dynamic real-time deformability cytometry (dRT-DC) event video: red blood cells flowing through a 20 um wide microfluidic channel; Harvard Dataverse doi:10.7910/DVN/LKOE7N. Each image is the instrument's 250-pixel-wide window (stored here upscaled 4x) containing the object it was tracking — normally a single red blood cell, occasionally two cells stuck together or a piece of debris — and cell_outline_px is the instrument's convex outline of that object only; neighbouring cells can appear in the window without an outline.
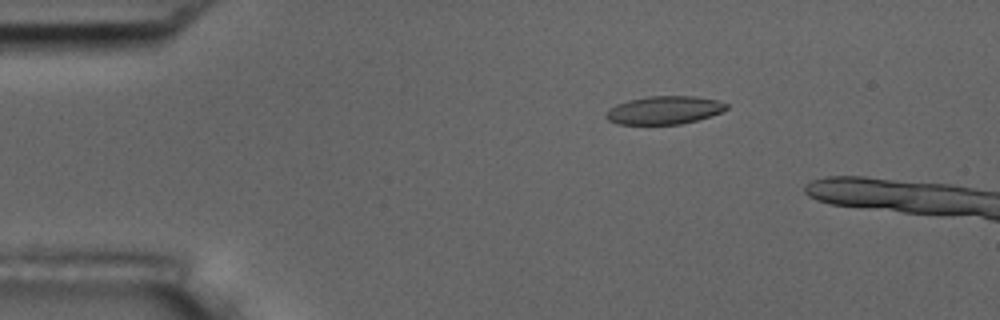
{"species": "common noctule bat (a hibernating species)", "species_latin": "Nyctalus noctula", "temperature_condition": "room temperature", "stored_images_in_passage": 5, "camera_frame_rate_fps": 3000, "um_per_image_px": 0.085, "animal": {"sex": "male", "body_mass_g": 17.5, "forearm_length_mm": 52.3}, "frame": {"image": 1, "passage_image": 3, "time_ms": 2.333, "image_size_px": [1000, 320], "cell_outline_px": [[728, 108], [712, 116], [680, 124], [616, 124], [608, 120], [604, 116], [616, 104], [628, 100], [648, 96], [696, 96], [716, 100], [728, 104]], "centroid_in_image_um": [56.47, 9.36], "position_along_channel_um": 28.5, "area_um2": 19.65}}
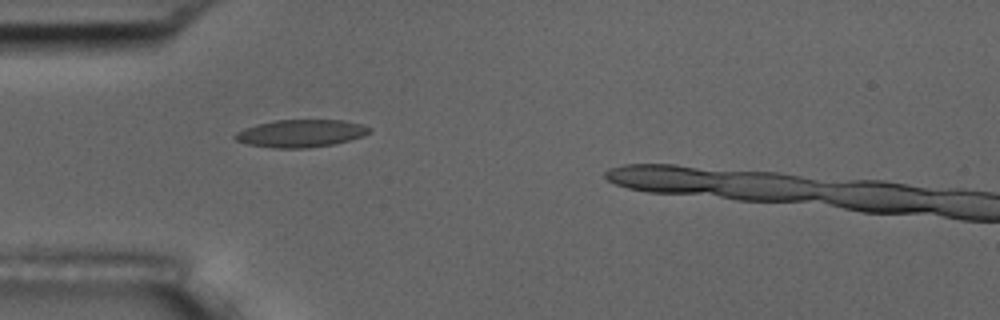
{"frame": {"image": 2, "passage_image": 5, "time_ms": 4.667, "image_size_px": [1000, 320], "cell_outline_px": [[372, 128], [364, 136], [332, 144], [308, 148], [272, 148], [248, 144], [236, 140], [232, 136], [236, 132], [244, 128], [256, 124], [276, 120], [344, 120], [360, 124]], "centroid_in_image_um": [25.53, 11.33], "position_along_channel_um": 59.5, "area_um2": 21.5}}